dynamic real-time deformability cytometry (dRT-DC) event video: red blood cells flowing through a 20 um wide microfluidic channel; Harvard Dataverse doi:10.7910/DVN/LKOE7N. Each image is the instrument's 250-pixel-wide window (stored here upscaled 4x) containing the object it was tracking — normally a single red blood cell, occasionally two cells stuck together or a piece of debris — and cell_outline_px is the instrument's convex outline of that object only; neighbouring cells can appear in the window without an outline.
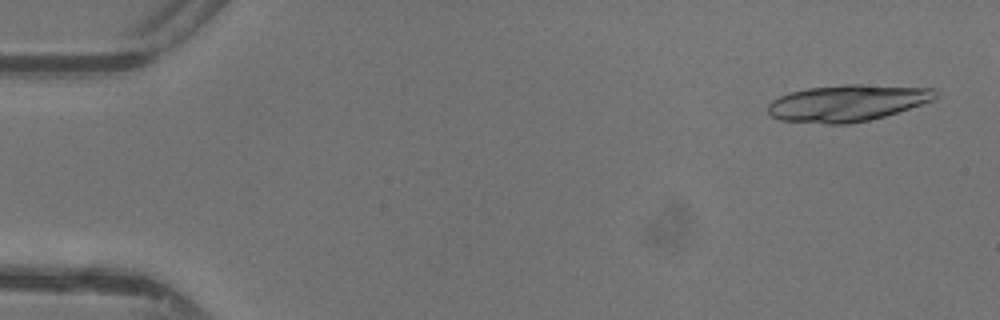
{"species": "common noctule bat (a hibernating species)", "species_latin": "Nyctalus noctula", "temperature_condition": "warm", "stored_images_in_passage": 16, "camera_frame_rate_fps": 3000, "um_per_image_px": 0.085, "animal": {"sex": "female"}, "frame": {"image": 1, "passage_image": 2, "time_ms": 0.333, "image_size_px": [1000, 320], "cell_outline_px": [[936, 96], [932, 100], [884, 116], [868, 120], [848, 124], [824, 124], [780, 120], [772, 116], [768, 112], [768, 104], [772, 100], [780, 96], [792, 92], [808, 88], [844, 84], [860, 84], [936, 88]], "centroid_in_image_um": [72.0, 8.75], "position_along_channel_um": 13.0, "area_um2": 35.49}}